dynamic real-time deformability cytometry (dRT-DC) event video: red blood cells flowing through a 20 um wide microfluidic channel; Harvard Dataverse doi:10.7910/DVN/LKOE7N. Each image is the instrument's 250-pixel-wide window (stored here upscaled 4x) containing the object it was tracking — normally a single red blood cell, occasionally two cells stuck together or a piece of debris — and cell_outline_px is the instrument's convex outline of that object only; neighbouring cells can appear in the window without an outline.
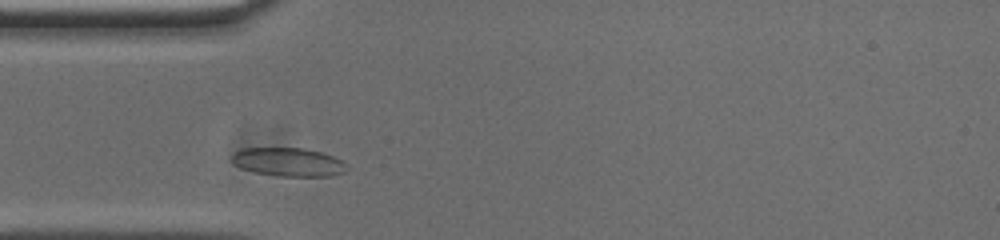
{"species": "common noctule bat (a hibernating species)", "species_latin": "Nyctalus noctula", "temperature_condition": "cold", "stored_images_in_passage": 31, "camera_frame_rate_fps": 3000, "um_per_image_px": 0.085, "animal": {"sex": "male", "body_mass_g": 20.0, "forearm_length_mm": 53.3}, "frame": {"image": 1, "passage_image": 4, "time_ms": 1.0, "image_size_px": [1000, 240], "cell_outline_px": [[348, 168], [344, 172], [332, 176], [276, 176], [256, 172], [240, 168], [232, 164], [232, 156], [236, 152], [244, 148], [304, 148], [320, 152], [344, 160], [348, 164]], "centroid_in_image_um": [24.55, 13.78], "position_along_channel_um": 60.5, "area_um2": 19.25}}
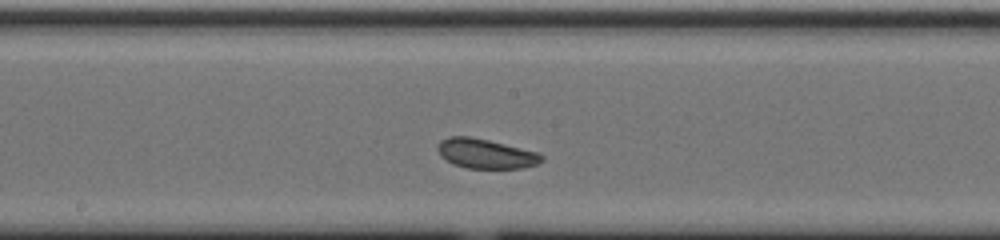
{"frame": {"image": 2, "passage_image": 16, "time_ms": 5.0, "image_size_px": [1000, 240], "cell_outline_px": [[544, 160], [536, 164], [524, 168], [464, 168], [452, 164], [440, 156], [436, 148], [440, 140], [448, 136], [468, 136], [488, 140], [536, 152], [544, 156]], "centroid_in_image_um": [41.23, 13.07], "position_along_channel_um": 207.0, "area_um2": 17.98}}
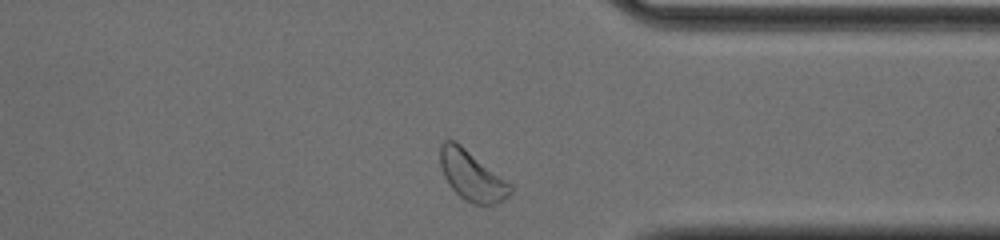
{"frame": {"image": 3, "passage_image": 30, "time_ms": 9.667, "image_size_px": [1000, 240], "cell_outline_px": [[516, 188], [504, 200], [496, 204], [472, 204], [464, 200], [448, 184], [444, 176], [440, 164], [440, 144], [444, 140], [456, 140], [512, 184]], "centroid_in_image_um": [40.13, 14.93], "position_along_channel_um": 371.3, "area_um2": 20.69}, "authors_computed_cell_mechanics": {"area_um2": 18.207, "velocity_mm_per_s": 3.6715, "shape_relaxation_time_tau1_ms": 3.6879, "shape_relaxation_time_tau2_ms": 3.0253, "deformation_change_tau1": 0.0441, "deformation_change_tau2": 0.0671}}